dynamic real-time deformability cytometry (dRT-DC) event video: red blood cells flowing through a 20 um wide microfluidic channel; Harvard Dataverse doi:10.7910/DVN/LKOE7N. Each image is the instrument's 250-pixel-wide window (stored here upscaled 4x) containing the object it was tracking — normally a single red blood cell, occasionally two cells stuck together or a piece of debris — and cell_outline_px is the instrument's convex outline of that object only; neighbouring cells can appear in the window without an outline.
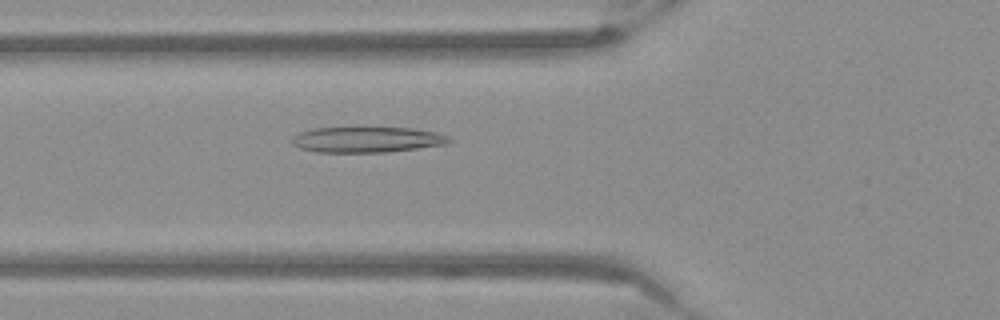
{"species": "Egyptian fruit bat (a non-hibernating species)", "species_latin": "Rousettus aegyptiacus", "temperature_condition": "warm", "stored_images_in_passage": 54, "camera_frame_rate_fps": 3000, "um_per_image_px": 0.085, "frame": {"image": 1, "passage_image": 20, "time_ms": 6.333, "image_size_px": [1000, 320], "cell_outline_px": [[452, 140], [448, 144], [388, 152], [316, 152], [300, 148], [292, 144], [292, 136], [300, 132], [312, 128], [412, 128], [436, 132], [448, 136]], "centroid_in_image_um": [31.19, 11.87], "position_along_channel_um": 94.6, "area_um2": 23.47}}
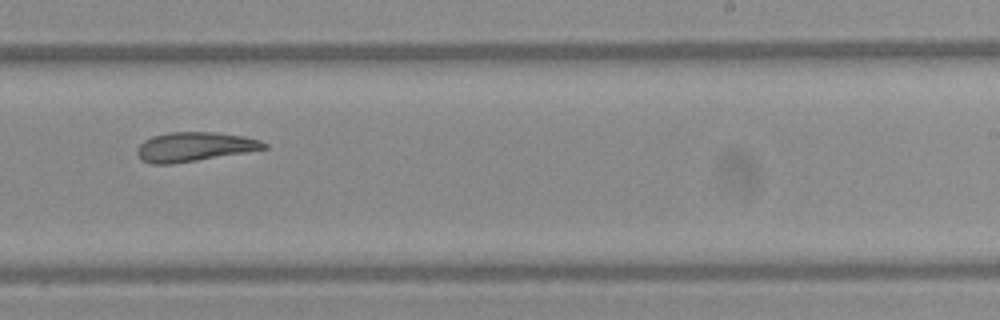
{"frame": {"image": 2, "passage_image": 34, "time_ms": 11.0, "image_size_px": [1000, 320], "cell_outline_px": [[268, 148], [172, 164], [152, 164], [140, 160], [136, 152], [136, 148], [144, 140], [152, 136], [168, 132], [216, 132], [244, 136], [260, 140], [268, 144]], "centroid_in_image_um": [16.48, 12.47], "position_along_channel_um": 272.5, "area_um2": 21.62}}
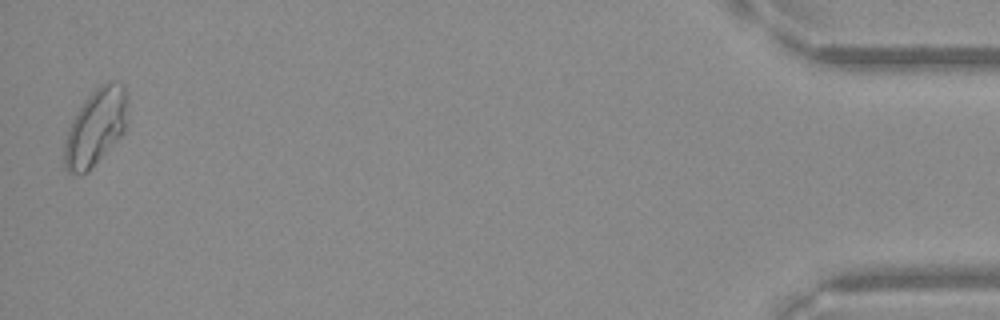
{"frame": {"image": 3, "passage_image": 53, "time_ms": 17.333, "image_size_px": [1000, 320], "cell_outline_px": [[128, 100], [124, 132], [88, 172], [80, 176], [68, 172], [64, 168], [64, 144], [68, 128], [76, 112], [84, 100], [96, 88], [108, 80], [124, 84], [128, 96]], "centroid_in_image_um": [8.12, 10.81], "position_along_channel_um": 427.1, "area_um2": 28.44}}